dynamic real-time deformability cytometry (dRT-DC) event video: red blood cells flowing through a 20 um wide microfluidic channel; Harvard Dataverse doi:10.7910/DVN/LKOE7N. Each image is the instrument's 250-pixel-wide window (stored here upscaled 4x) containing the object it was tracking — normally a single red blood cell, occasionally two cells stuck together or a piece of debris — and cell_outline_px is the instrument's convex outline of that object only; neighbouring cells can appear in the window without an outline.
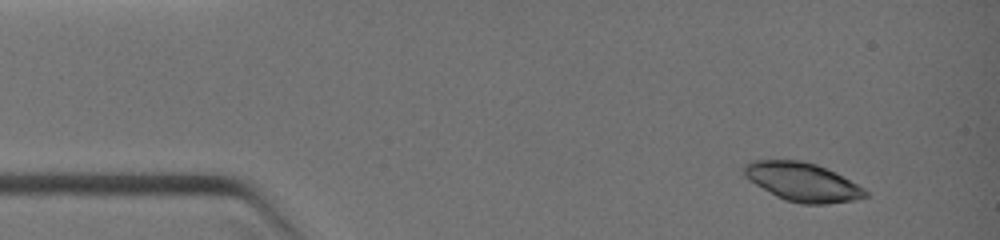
{"species": "common noctule bat (a hibernating species)", "species_latin": "Nyctalus noctula", "temperature_condition": "warm", "stored_images_in_passage": 4, "camera_frame_rate_fps": 3000, "um_per_image_px": 0.085, "animal": {"sex": "female", "body_mass_g": 19.0, "forearm_length_mm": 51.5}, "frame": {"image": 1, "passage_image": 2, "time_ms": 1.0, "image_size_px": [1000, 240], "cell_outline_px": [[868, 196], [852, 200], [828, 204], [800, 204], [784, 200], [776, 196], [748, 180], [744, 176], [740, 168], [744, 164], [752, 160], [800, 160], [816, 164], [836, 172], [864, 188], [868, 192]], "centroid_in_image_um": [68.17, 15.46], "position_along_channel_um": 16.8, "area_um2": 27.57}}